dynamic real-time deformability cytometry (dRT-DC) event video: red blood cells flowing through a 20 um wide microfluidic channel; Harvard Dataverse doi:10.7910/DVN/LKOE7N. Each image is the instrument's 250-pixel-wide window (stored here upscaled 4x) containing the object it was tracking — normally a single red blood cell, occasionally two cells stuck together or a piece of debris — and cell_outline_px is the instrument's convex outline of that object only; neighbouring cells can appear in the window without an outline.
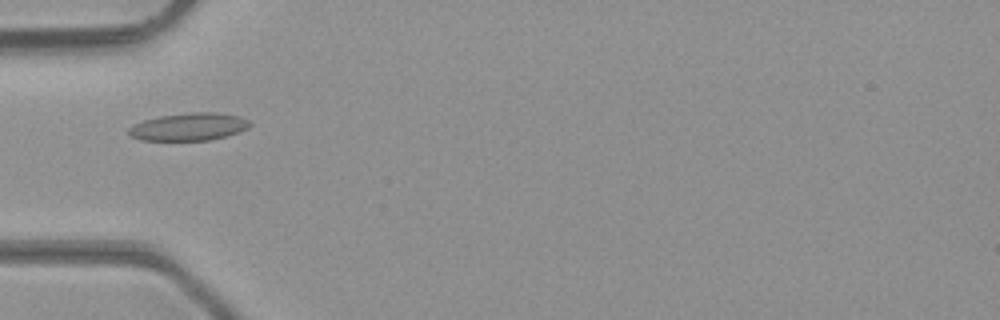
{"species": "common noctule bat (a hibernating species)", "species_latin": "Nyctalus noctula", "temperature_condition": "room temperature", "stored_images_in_passage": 34, "camera_frame_rate_fps": 3000, "um_per_image_px": 0.085, "animal": {"sex": "male", "body_mass_g": 23.1, "forearm_length_mm": 52.7}, "frame": {"image": 1, "passage_image": 2, "time_ms": 0.333, "image_size_px": [1000, 320], "cell_outline_px": [[252, 124], [248, 128], [224, 136], [208, 140], [140, 140], [132, 136], [128, 132], [128, 128], [132, 124], [144, 120], [160, 116], [188, 112], [216, 112], [240, 116], [248, 120]], "centroid_in_image_um": [16.03, 10.76], "position_along_channel_um": 69.0, "area_um2": 19.42}}
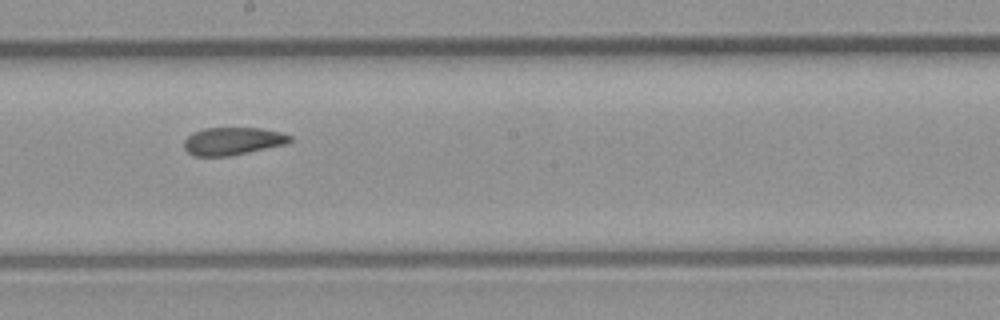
{"frame": {"image": 2, "passage_image": 13, "time_ms": 4.0, "image_size_px": [1000, 320], "cell_outline_px": [[292, 140], [288, 144], [228, 156], [192, 156], [184, 148], [184, 140], [192, 132], [204, 128], [260, 128], [280, 132], [292, 136]], "centroid_in_image_um": [19.77, 11.99], "position_along_channel_um": 228.4, "area_um2": 17.17}}
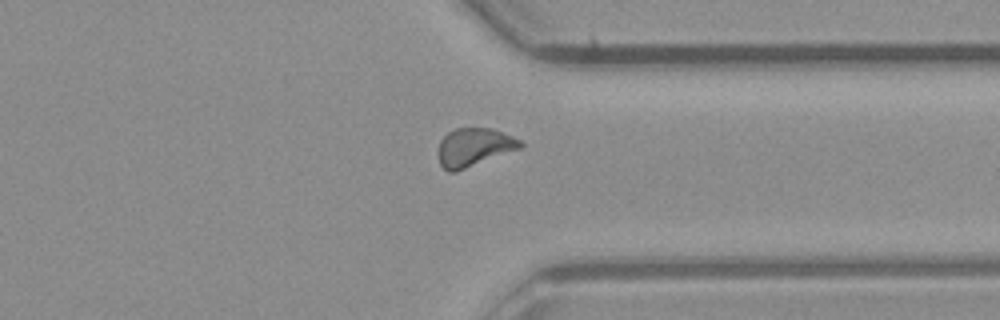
{"frame": {"image": 3, "passage_image": 23, "time_ms": 7.333, "image_size_px": [1000, 320], "cell_outline_px": [[524, 144], [520, 148], [456, 172], [448, 172], [440, 164], [436, 152], [440, 140], [448, 132], [456, 128], [492, 128], [512, 136], [520, 140]], "centroid_in_image_um": [40.25, 12.52], "position_along_channel_um": 371.2, "area_um2": 18.38}, "authors_computed_cell_mechanics": {"area_um2": 17.6868, "velocity_mm_per_s": 4.3232, "shape_relaxation_time_tau1_ms": null, "shape_relaxation_time_tau2_ms": 2.7438, "deformation_change_tau1": null, "deformation_change_tau2": 0.0852}}